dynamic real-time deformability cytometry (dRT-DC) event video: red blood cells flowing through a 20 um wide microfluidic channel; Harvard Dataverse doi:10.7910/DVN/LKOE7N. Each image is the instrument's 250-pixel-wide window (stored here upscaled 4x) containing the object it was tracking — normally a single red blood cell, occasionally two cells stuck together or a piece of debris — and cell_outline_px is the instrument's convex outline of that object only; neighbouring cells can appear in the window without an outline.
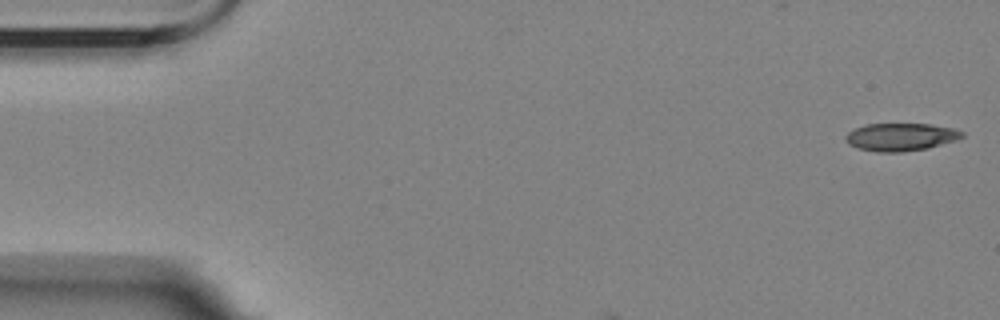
{"species": "Egyptian fruit bat (a non-hibernating species)", "species_latin": "Rousettus aegyptiacus", "temperature_condition": "room temperature", "stored_images_in_passage": 8, "camera_frame_rate_fps": 3000, "um_per_image_px": 0.085, "animal": {"sex": "female"}, "frame": {"image": 1, "passage_image": 1, "time_ms": 0.0, "image_size_px": [1000, 320], "cell_outline_px": [[964, 136], [956, 140], [928, 148], [900, 152], [876, 152], [856, 148], [848, 144], [844, 140], [844, 136], [848, 132], [864, 124], [932, 124], [952, 128], [964, 132]], "centroid_in_image_um": [76.53, 11.64], "position_along_channel_um": 8.5, "area_um2": 18.96}}